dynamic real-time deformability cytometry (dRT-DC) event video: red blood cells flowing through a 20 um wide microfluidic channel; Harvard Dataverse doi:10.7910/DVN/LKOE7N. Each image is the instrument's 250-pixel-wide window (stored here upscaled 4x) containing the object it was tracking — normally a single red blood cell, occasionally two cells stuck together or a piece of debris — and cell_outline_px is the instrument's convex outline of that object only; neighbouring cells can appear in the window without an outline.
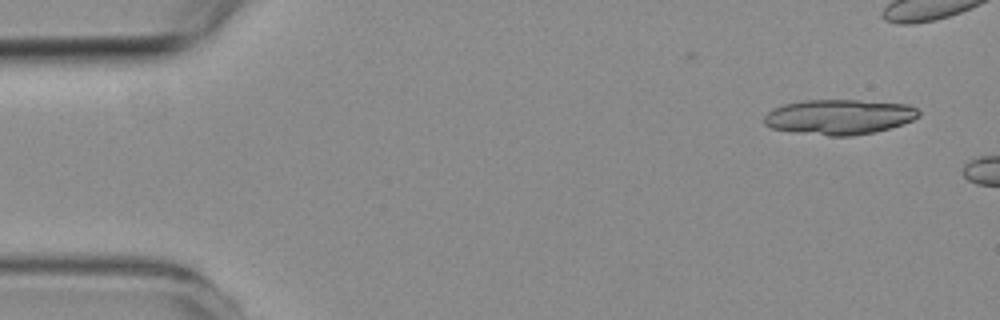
{"species": "common noctule bat (a hibernating species)", "species_latin": "Nyctalus noctula", "temperature_condition": "room temperature", "stored_images_in_passage": 3, "camera_frame_rate_fps": 3000, "um_per_image_px": 0.085, "animal": {"sex": "female", "body_mass_g": 19.3, "forearm_length_mm": 54.1}, "frame": {"image": 1, "passage_image": 1, "time_ms": 0.0, "image_size_px": [1000, 320], "cell_outline_px": [[920, 116], [904, 124], [872, 132], [852, 136], [828, 136], [792, 132], [772, 128], [764, 124], [764, 116], [772, 108], [784, 104], [804, 100], [860, 100], [908, 104], [916, 108], [920, 112]], "centroid_in_image_um": [71.32, 9.93], "position_along_channel_um": 13.7, "area_um2": 31.79}}